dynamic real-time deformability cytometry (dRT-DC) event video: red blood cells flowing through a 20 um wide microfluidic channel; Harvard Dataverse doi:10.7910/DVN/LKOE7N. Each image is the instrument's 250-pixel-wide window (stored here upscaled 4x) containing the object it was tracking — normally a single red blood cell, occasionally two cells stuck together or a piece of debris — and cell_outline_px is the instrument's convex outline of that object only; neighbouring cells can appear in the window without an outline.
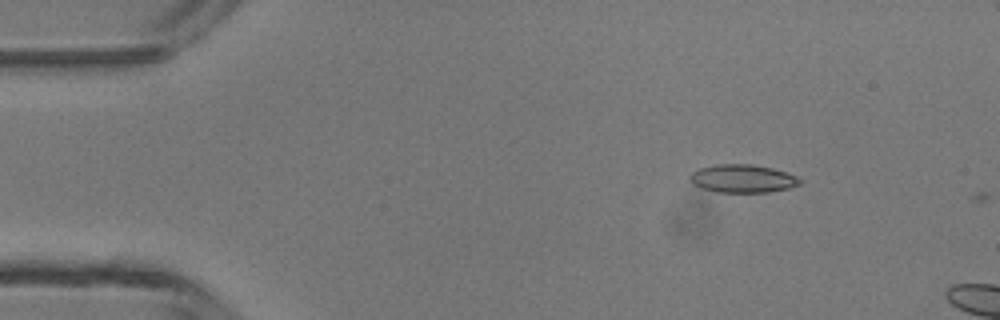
{"species": "common noctule bat (a hibernating species)", "species_latin": "Nyctalus noctula", "temperature_condition": "room temperature", "stored_images_in_passage": 7, "camera_frame_rate_fps": 3000, "um_per_image_px": 0.085, "animal": {"sex": "male", "body_mass_g": 13.3}, "frame": {"image": 1, "passage_image": 6, "time_ms": 1.667, "image_size_px": [1000, 320], "cell_outline_px": [[804, 180], [800, 184], [788, 188], [768, 192], [716, 192], [692, 184], [688, 176], [692, 172], [700, 168], [716, 164], [752, 164], [772, 168], [796, 176]], "centroid_in_image_um": [63.12, 15.18], "position_along_channel_um": 21.9, "area_um2": 17.98}}